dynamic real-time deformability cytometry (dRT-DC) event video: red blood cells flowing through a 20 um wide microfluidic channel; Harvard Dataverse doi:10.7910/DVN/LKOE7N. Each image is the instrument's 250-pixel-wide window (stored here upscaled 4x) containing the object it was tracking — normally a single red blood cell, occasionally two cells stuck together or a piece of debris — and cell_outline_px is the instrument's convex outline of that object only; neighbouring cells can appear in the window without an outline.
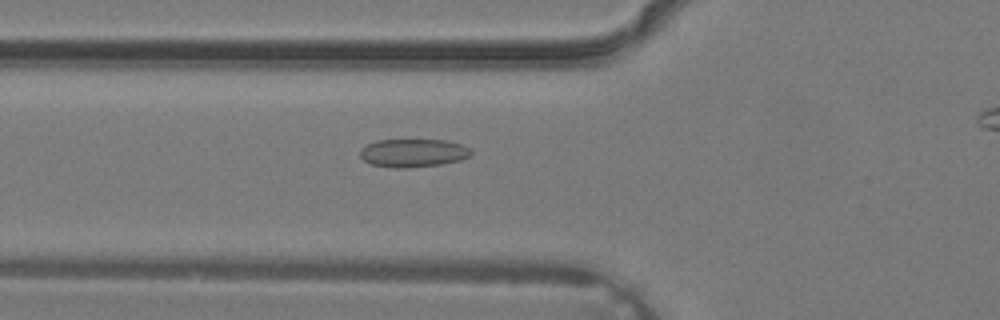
{"species": "common noctule bat (a hibernating species)", "species_latin": "Nyctalus noctula", "temperature_condition": "warm", "stored_images_in_passage": 24, "camera_frame_rate_fps": 3000, "um_per_image_px": 0.085, "animal": {"sex": "male", "body_mass_g": 19.2, "forearm_length_mm": 51.8}, "frame": {"image": 1, "passage_image": 4, "time_ms": 1.0, "image_size_px": [1000, 320], "cell_outline_px": [[472, 152], [468, 156], [460, 160], [440, 164], [404, 168], [392, 168], [372, 164], [364, 160], [360, 156], [360, 148], [376, 140], [444, 140], [460, 144], [468, 148]], "centroid_in_image_um": [35.07, 13.0], "position_along_channel_um": 90.7, "area_um2": 18.03}}
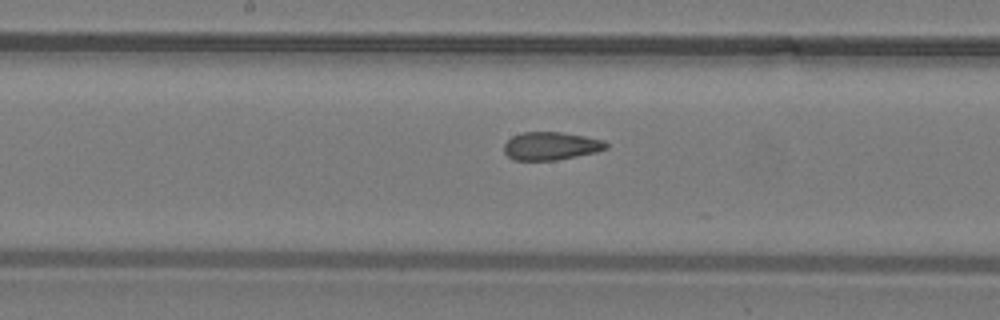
{"frame": {"image": 2, "passage_image": 10, "time_ms": 3.0, "image_size_px": [1000, 320], "cell_outline_px": [[608, 148], [596, 152], [556, 160], [512, 160], [504, 152], [504, 144], [512, 136], [524, 132], [560, 132], [584, 136], [604, 140], [608, 144]], "centroid_in_image_um": [46.82, 12.41], "position_along_channel_um": 201.4, "area_um2": 16.65}}
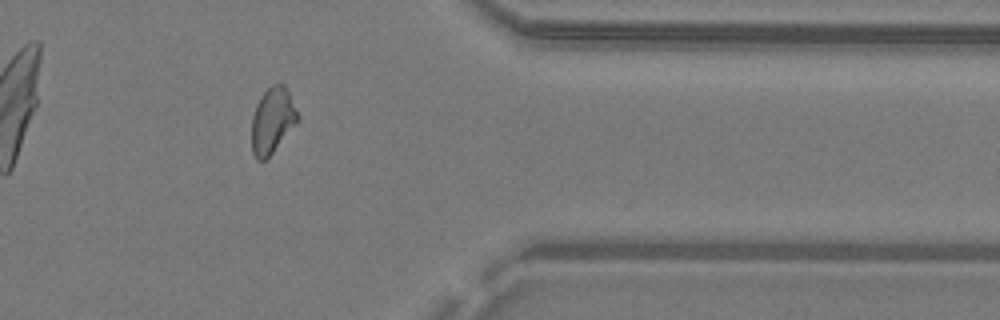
{"frame": {"image": 3, "passage_image": 21, "time_ms": 6.667, "image_size_px": [1000, 320], "cell_outline_px": [[300, 120], [272, 152], [264, 160], [256, 160], [252, 152], [252, 116], [256, 104], [260, 96], [272, 84], [284, 84], [300, 116]], "centroid_in_image_um": [23.16, 10.23], "position_along_channel_um": 388.2, "area_um2": 17.57}}